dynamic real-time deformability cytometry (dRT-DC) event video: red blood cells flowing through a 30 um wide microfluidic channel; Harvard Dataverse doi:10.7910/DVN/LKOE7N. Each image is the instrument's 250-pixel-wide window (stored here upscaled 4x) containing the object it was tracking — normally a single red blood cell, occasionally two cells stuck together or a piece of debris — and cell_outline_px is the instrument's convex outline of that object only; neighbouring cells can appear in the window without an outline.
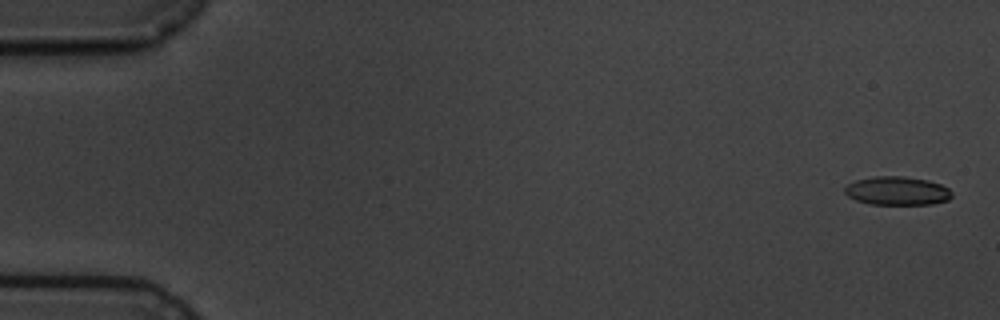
{"species": "common noctule bat (a hibernating species)", "species_latin": "Nyctalus noctula", "temperature_condition": "cold", "stored_images_in_passage": 6, "camera_frame_rate_fps": 3000, "um_per_image_px": 0.085, "animal": {"sex": "male", "body_mass_g": 19.5, "forearm_length_mm": 54.6}, "frame": {"image": 1, "passage_image": 1, "time_ms": 0.0, "image_size_px": [1000, 320], "cell_outline_px": [[952, 196], [948, 200], [932, 204], [868, 204], [856, 200], [848, 196], [844, 192], [844, 188], [848, 184], [856, 180], [876, 176], [904, 176], [928, 180], [940, 184], [948, 188], [952, 192]], "centroid_in_image_um": [76.26, 16.22], "position_along_channel_um": 8.7, "area_um2": 17.86}}
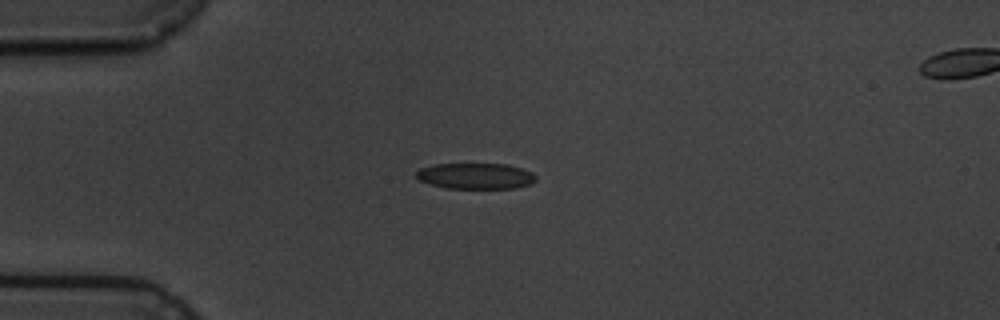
{"frame": {"image": 2, "passage_image": 4, "time_ms": 4.333, "image_size_px": [1000, 320], "cell_outline_px": [[536, 180], [532, 184], [516, 188], [448, 188], [428, 184], [420, 180], [416, 176], [416, 172], [420, 168], [436, 164], [508, 164], [524, 168], [532, 172], [536, 176]], "centroid_in_image_um": [40.47, 14.96], "position_along_channel_um": 44.5, "area_um2": 18.21}}
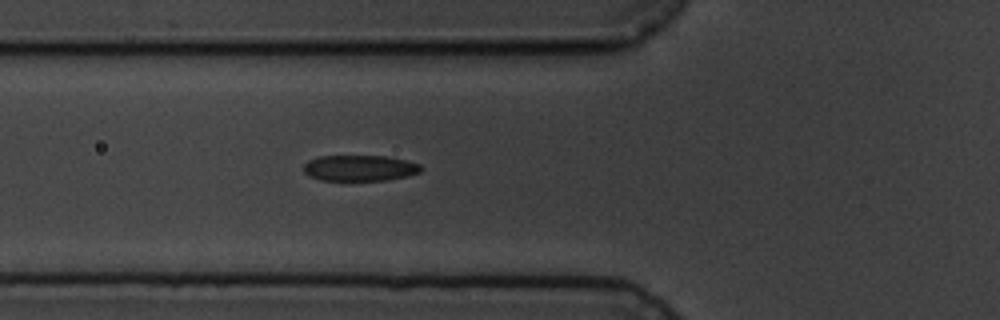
{"frame": {"image": 3, "passage_image": 6, "time_ms": 6.333, "image_size_px": [1000, 320], "cell_outline_px": [[424, 168], [420, 172], [408, 176], [388, 180], [320, 180], [308, 176], [304, 172], [304, 164], [308, 160], [320, 156], [384, 156], [408, 160], [420, 164]], "centroid_in_image_um": [30.6, 14.28], "position_along_channel_um": 95.2, "area_um2": 17.86}}